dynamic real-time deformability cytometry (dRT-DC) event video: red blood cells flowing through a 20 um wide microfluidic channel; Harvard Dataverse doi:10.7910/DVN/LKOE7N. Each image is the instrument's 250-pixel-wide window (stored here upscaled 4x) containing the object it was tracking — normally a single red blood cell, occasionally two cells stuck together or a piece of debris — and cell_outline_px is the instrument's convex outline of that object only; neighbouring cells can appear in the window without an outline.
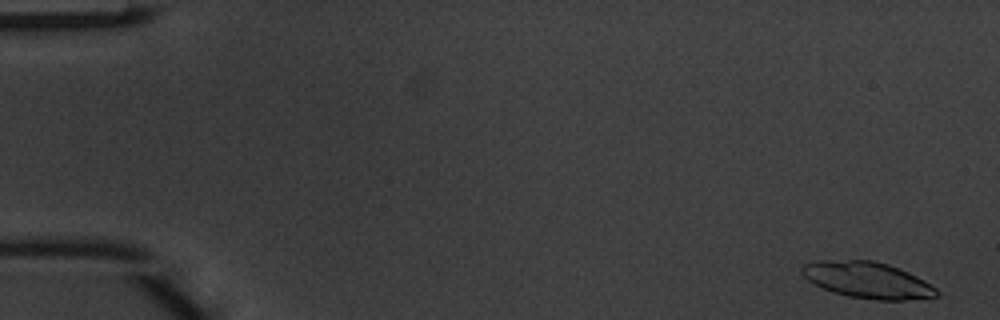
{"species": "common noctule bat (a hibernating species)", "species_latin": "Nyctalus noctula", "temperature_condition": "warm", "stored_images_in_passage": 49, "camera_frame_rate_fps": 3000, "um_per_image_px": 0.085, "animal": {"sex": "male", "body_mass_g": 20.1, "forearm_length_mm": 53.5}, "frame": {"image": 1, "passage_image": 2, "time_ms": 0.333, "image_size_px": [1000, 320], "cell_outline_px": [[940, 292], [936, 296], [904, 300], [876, 300], [848, 296], [832, 292], [808, 280], [800, 272], [800, 268], [804, 264], [820, 260], [872, 260], [888, 264], [908, 272], [924, 280], [936, 288]], "centroid_in_image_um": [73.72, 23.8], "position_along_channel_um": 11.3, "area_um2": 28.32}}